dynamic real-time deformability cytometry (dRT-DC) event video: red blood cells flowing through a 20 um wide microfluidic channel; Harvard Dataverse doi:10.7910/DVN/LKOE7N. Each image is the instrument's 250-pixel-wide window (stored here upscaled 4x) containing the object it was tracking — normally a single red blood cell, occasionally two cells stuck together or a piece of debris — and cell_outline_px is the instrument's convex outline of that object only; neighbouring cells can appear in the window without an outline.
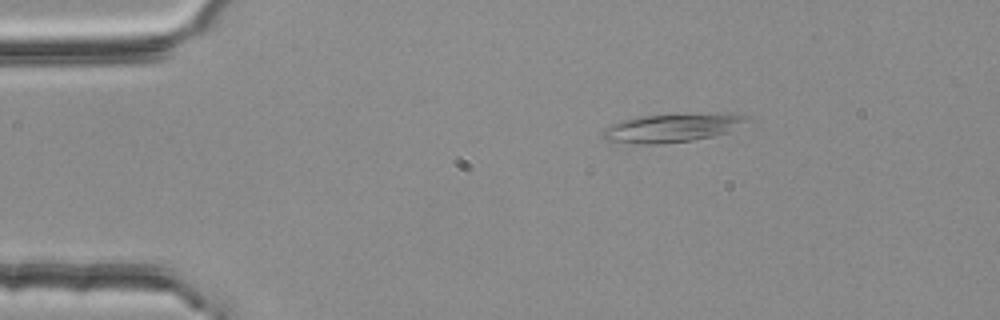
{"species": "common noctule bat (a hibernating species)", "species_latin": "Nyctalus noctula", "temperature_condition": "room temperature", "stored_images_in_passage": 3, "camera_frame_rate_fps": 3000, "um_per_image_px": 0.085, "animal": {"sex": "female", "body_mass_g": 25.1}, "frame": {"image": 1, "passage_image": 3, "time_ms": 0.667, "image_size_px": [1000, 320], "cell_outline_px": [[748, 116], [744, 120], [728, 132], [712, 136], [692, 140], [656, 144], [640, 144], [604, 140], [600, 132], [604, 128], [620, 120], [640, 116], [720, 112], [732, 112]], "centroid_in_image_um": [57.06, 10.85], "position_along_channel_um": 27.9, "area_um2": 23.93}}